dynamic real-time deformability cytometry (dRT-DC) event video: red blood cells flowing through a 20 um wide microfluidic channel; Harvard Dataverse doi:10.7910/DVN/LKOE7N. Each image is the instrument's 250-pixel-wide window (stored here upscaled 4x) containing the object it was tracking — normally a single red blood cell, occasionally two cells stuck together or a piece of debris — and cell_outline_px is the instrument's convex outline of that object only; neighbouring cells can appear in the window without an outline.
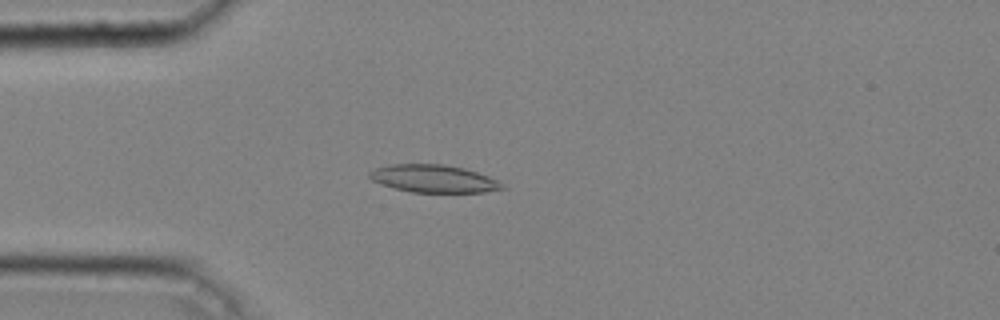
{"species": "common noctule bat (a hibernating species)", "species_latin": "Nyctalus noctula", "temperature_condition": "cold", "stored_images_in_passage": 47, "camera_frame_rate_fps": 3000, "um_per_image_px": 0.085, "animal": {"sex": "male", "body_mass_g": 20.4}, "frame": {"image": 1, "passage_image": 13, "time_ms": 4.0, "image_size_px": [1000, 320], "cell_outline_px": [[508, 188], [484, 192], [412, 192], [392, 188], [380, 184], [372, 180], [368, 176], [368, 172], [376, 168], [388, 164], [444, 164], [464, 168], [488, 176], [504, 184]], "centroid_in_image_um": [36.84, 15.19], "position_along_channel_um": 48.2, "area_um2": 21.5}}
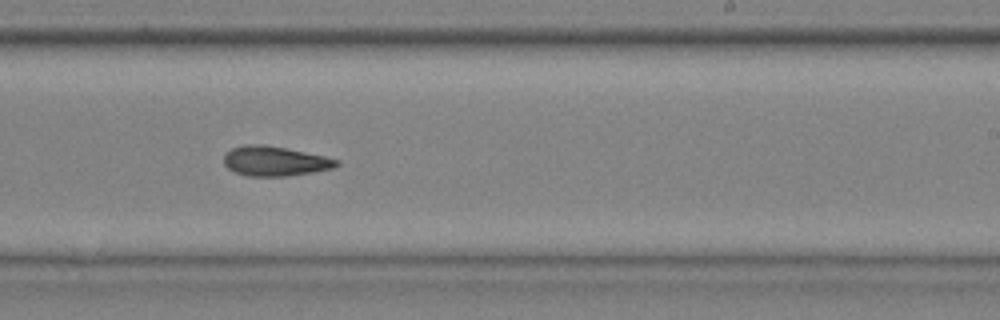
{"frame": {"image": 2, "passage_image": 30, "time_ms": 9.667, "image_size_px": [1000, 320], "cell_outline_px": [[340, 164], [332, 168], [312, 172], [288, 176], [248, 176], [236, 172], [228, 168], [224, 164], [224, 156], [232, 148], [244, 144], [264, 144], [324, 156], [340, 160]], "centroid_in_image_um": [23.36, 13.69], "position_along_channel_um": 265.6, "area_um2": 19.36}}
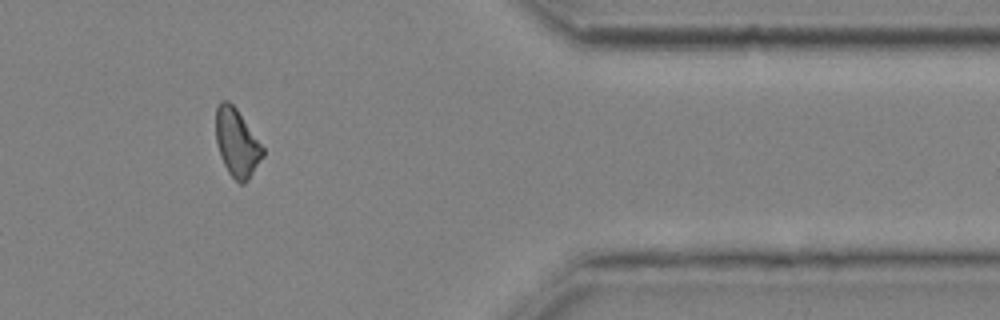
{"frame": {"image": 3, "passage_image": 41, "time_ms": 13.333, "image_size_px": [1000, 320], "cell_outline_px": [[264, 156], [248, 180], [244, 184], [240, 184], [228, 172], [220, 156], [216, 140], [216, 108], [220, 100], [228, 100], [236, 108], [264, 148]], "centroid_in_image_um": [20.13, 12.14], "position_along_channel_um": 391.3, "area_um2": 18.5}, "authors_computed_cell_mechanics": {"area_um2": 19.7098, "velocity_mm_per_s": 4.0588, "shape_relaxation_time_tau1_ms": 11.1589, "shape_relaxation_time_tau2_ms": 9.2625, "deformation_change_tau1": 0.2495, "deformation_change_tau2": 0.2114}}